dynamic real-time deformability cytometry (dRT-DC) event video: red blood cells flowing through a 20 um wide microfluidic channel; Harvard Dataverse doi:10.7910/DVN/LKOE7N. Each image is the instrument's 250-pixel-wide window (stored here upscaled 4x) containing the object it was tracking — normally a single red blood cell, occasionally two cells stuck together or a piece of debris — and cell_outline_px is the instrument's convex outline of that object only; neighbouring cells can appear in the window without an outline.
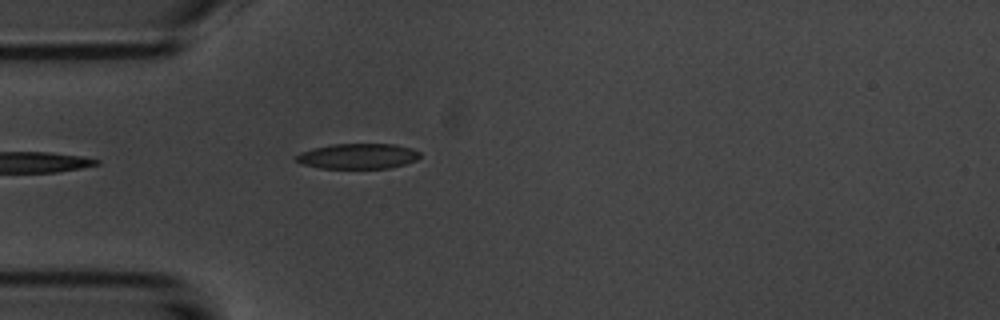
{"species": "common noctule bat (a hibernating species)", "species_latin": "Nyctalus noctula", "temperature_condition": "room temperature", "stored_images_in_passage": 2, "camera_frame_rate_fps": 3000, "um_per_image_px": 0.085, "animal": {"sex": "male", "body_mass_g": 20.1, "forearm_length_mm": 53.5}, "frame": {"image": 1, "passage_image": 2, "time_ms": 1.0, "image_size_px": [1000, 320], "cell_outline_px": [[420, 156], [416, 160], [404, 164], [388, 168], [320, 168], [300, 164], [296, 160], [296, 156], [300, 152], [312, 148], [332, 144], [396, 144], [412, 148], [420, 152]], "centroid_in_image_um": [30.41, 13.27], "position_along_channel_um": 54.6, "area_um2": 18.32}}